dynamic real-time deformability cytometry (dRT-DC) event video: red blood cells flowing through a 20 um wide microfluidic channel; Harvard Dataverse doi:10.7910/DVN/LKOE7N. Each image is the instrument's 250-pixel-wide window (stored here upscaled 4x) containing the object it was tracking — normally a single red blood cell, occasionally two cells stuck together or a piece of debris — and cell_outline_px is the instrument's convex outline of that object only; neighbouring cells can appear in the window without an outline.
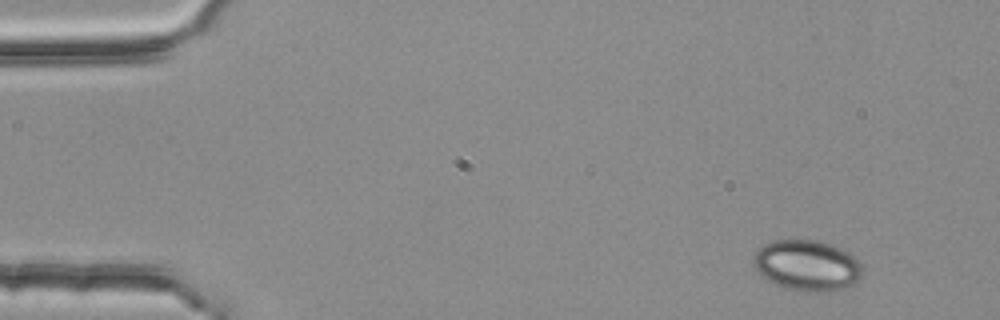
{"species": "common noctule bat (a hibernating species)", "species_latin": "Nyctalus noctula", "temperature_condition": "room temperature", "stored_images_in_passage": 4, "camera_frame_rate_fps": 3000, "um_per_image_px": 0.085, "animal": {"sex": "female", "body_mass_g": 25.1}, "frame": {"image": 1, "passage_image": 1, "time_ms": 0.0, "image_size_px": [1000, 320], "cell_outline_px": [[864, 276], [852, 284], [844, 288], [832, 292], [804, 292], [784, 288], [760, 276], [756, 272], [752, 264], [752, 256], [764, 244], [772, 240], [816, 240], [832, 244], [848, 252], [864, 268]], "centroid_in_image_um": [68.59, 22.58], "position_along_channel_um": 16.4, "area_um2": 32.83}}
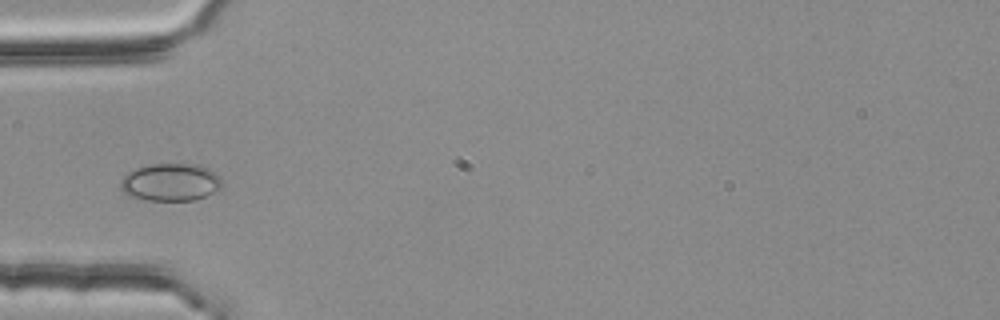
{"frame": {"image": 2, "passage_image": 4, "time_ms": 1.0, "image_size_px": [1000, 320], "cell_outline_px": [[224, 180], [220, 188], [196, 200], [148, 200], [128, 196], [120, 188], [120, 180], [128, 172], [136, 168], [152, 164], [200, 164], [216, 172]], "centroid_in_image_um": [14.51, 15.48], "position_along_channel_um": 70.5, "area_um2": 22.37}}